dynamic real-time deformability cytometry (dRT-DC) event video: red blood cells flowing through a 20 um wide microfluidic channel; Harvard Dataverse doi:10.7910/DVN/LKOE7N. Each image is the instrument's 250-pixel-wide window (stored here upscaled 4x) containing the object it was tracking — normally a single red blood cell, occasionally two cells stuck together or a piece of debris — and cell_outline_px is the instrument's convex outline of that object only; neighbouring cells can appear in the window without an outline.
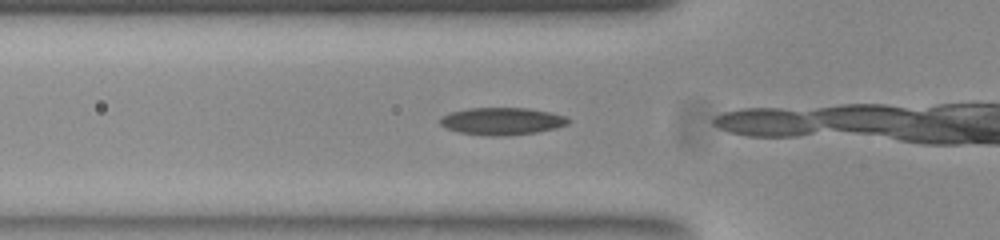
{"species": "common noctule bat (a hibernating species)", "species_latin": "Nyctalus noctula", "temperature_condition": "room temperature", "stored_images_in_passage": 14, "camera_frame_rate_fps": 3000, "um_per_image_px": 0.085, "animal": {"sex": "female", "body_mass_g": 23.0, "forearm_length_mm": 53.4}, "frame": {"image": 1, "passage_image": 13, "time_ms": 4.0, "image_size_px": [1000, 240], "cell_outline_px": [[572, 120], [568, 124], [556, 128], [536, 132], [460, 132], [448, 128], [440, 124], [440, 116], [452, 112], [468, 108], [528, 108], [552, 112], [568, 116]], "centroid_in_image_um": [42.76, 10.22], "position_along_channel_um": 83.0, "area_um2": 19.19}}